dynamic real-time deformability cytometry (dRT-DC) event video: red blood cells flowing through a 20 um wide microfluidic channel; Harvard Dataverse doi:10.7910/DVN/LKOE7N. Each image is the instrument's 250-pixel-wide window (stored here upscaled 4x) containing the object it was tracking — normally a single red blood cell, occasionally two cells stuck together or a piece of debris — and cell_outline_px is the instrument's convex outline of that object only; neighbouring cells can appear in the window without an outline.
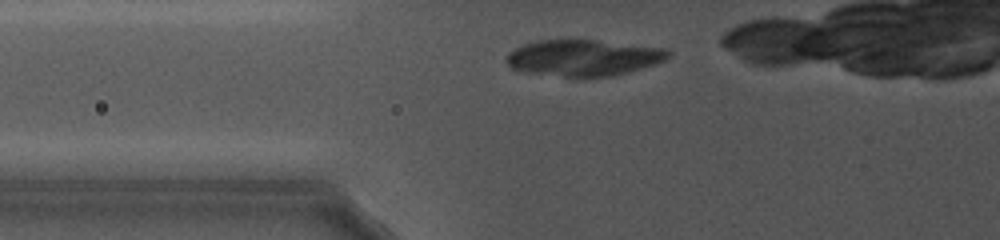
{"species": "common noctule bat (a hibernating species)", "species_latin": "Nyctalus noctula", "temperature_condition": "cold", "stored_images_in_passage": 2, "camera_frame_rate_fps": 5000, "um_per_image_px": 0.085, "animal": {"sex": "female", "body_mass_g": 19.0, "forearm_length_mm": 56.7}, "frame": {"image": 1, "passage_image": 2, "time_ms": 0.4, "image_size_px": [1000, 240], "cell_outline_px": [[672, 56], [656, 64], [628, 72], [612, 76], [564, 76], [524, 72], [512, 68], [504, 60], [504, 56], [512, 48], [536, 40], [596, 40], [664, 48], [672, 52]], "centroid_in_image_um": [49.56, 4.9], "position_along_channel_um": 76.2, "area_um2": 34.28}}